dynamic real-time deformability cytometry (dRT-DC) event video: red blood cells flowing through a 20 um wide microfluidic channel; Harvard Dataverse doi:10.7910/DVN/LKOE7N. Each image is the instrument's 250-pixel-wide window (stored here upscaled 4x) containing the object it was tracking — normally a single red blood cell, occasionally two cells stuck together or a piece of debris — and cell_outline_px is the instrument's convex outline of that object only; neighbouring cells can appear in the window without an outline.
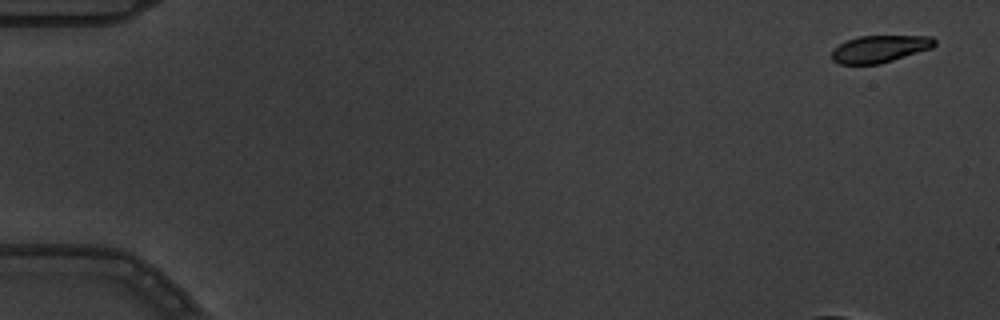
{"species": "common noctule bat (a hibernating species)", "species_latin": "Nyctalus noctula", "temperature_condition": "warm", "stored_images_in_passage": 5, "camera_frame_rate_fps": 3000, "um_per_image_px": 0.085, "animal": {"sex": "male", "body_mass_g": 19.5, "forearm_length_mm": 54.6}, "frame": {"image": 1, "passage_image": 1, "time_ms": 0.0, "image_size_px": [1000, 320], "cell_outline_px": [[936, 44], [932, 48], [880, 64], [840, 64], [832, 60], [832, 52], [840, 44], [848, 40], [860, 36], [932, 36], [936, 40]], "centroid_in_image_um": [74.81, 4.16], "position_along_channel_um": 10.2, "area_um2": 16.13}}